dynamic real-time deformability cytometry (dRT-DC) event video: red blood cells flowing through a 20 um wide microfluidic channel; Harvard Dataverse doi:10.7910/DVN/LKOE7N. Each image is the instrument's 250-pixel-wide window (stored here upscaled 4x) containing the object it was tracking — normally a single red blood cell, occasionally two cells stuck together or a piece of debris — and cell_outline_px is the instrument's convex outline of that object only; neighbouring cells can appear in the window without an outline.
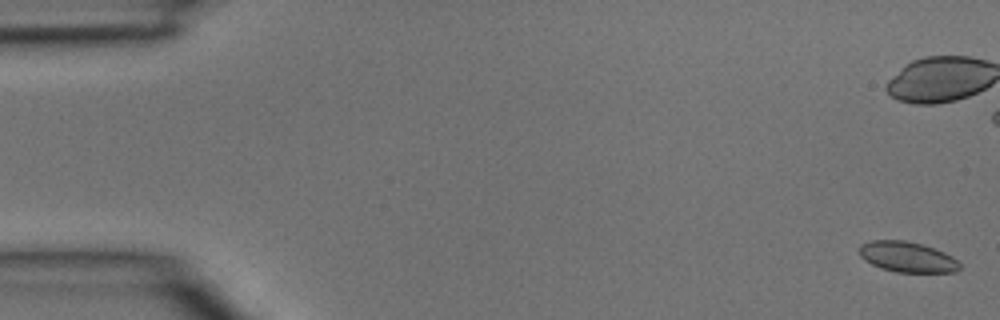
{"species": "common noctule bat (a hibernating species)", "species_latin": "Nyctalus noctula", "temperature_condition": "room temperature", "stored_images_in_passage": 5, "camera_frame_rate_fps": 3000, "um_per_image_px": 0.085, "animal": {"sex": "male", "body_mass_g": 15.6}, "frame": {"image": 1, "passage_image": 1, "time_ms": 0.0, "image_size_px": [1000, 320], "cell_outline_px": [[960, 268], [956, 272], [896, 272], [880, 268], [864, 260], [860, 256], [860, 244], [872, 240], [904, 240], [920, 244], [944, 252], [952, 256], [960, 264]], "centroid_in_image_um": [77.1, 21.84], "position_along_channel_um": 7.9, "area_um2": 17.74}}
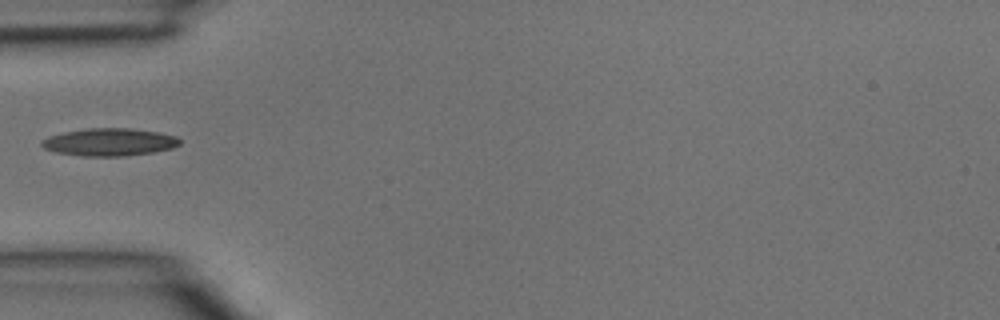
{"frame": {"image": 2, "passage_image": 5, "time_ms": 1.333, "image_size_px": [1000, 320], "cell_outline_px": [[180, 144], [172, 148], [152, 152], [120, 156], [80, 156], [56, 152], [44, 148], [40, 144], [40, 140], [48, 136], [64, 132], [88, 128], [132, 128], [160, 132], [176, 136], [180, 140]], "centroid_in_image_um": [9.28, 12.07], "position_along_channel_um": 75.7, "area_um2": 22.25}}